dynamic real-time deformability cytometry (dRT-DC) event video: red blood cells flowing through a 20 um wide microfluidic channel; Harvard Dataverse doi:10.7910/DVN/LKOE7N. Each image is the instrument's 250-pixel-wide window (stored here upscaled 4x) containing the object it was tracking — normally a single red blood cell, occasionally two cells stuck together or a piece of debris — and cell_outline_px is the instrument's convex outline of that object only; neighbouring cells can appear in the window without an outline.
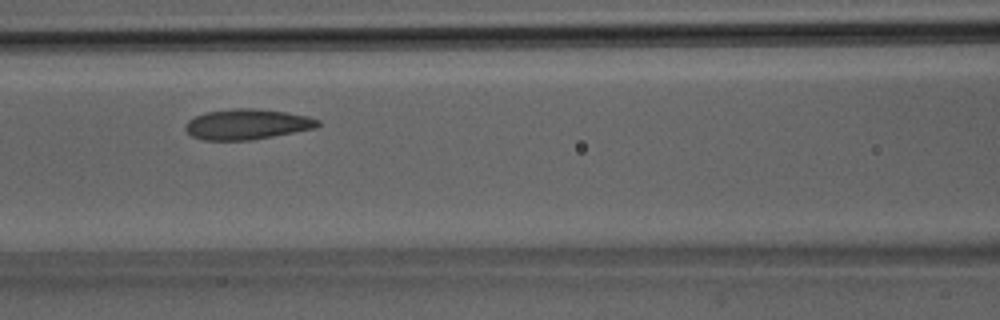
{"species": "Egyptian fruit bat (a non-hibernating species)", "species_latin": "Rousettus aegyptiacus", "temperature_condition": "room temperature", "stored_images_in_passage": 26, "camera_frame_rate_fps": 3000, "um_per_image_px": 0.085, "animal": {"sex": "male"}, "frame": {"image": 1, "passage_image": 5, "time_ms": 1.333, "image_size_px": [1000, 320], "cell_outline_px": [[320, 124], [316, 128], [252, 140], [204, 140], [192, 136], [184, 128], [188, 120], [204, 112], [232, 108], [256, 108], [284, 112], [308, 116], [320, 120]], "centroid_in_image_um": [21.0, 10.56], "position_along_channel_um": 145.6, "area_um2": 23.52}}
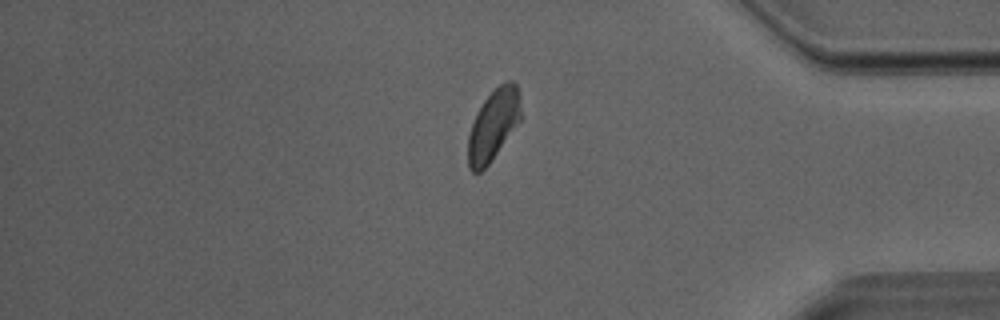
{"frame": {"image": 2, "passage_image": 20, "time_ms": 6.333, "image_size_px": [1000, 320], "cell_outline_px": [[524, 116], [488, 164], [480, 172], [472, 172], [468, 168], [468, 136], [476, 112], [484, 100], [500, 84], [508, 80], [512, 80], [516, 84], [520, 92]], "centroid_in_image_um": [41.98, 10.58], "position_along_channel_um": 393.2, "area_um2": 22.08}}
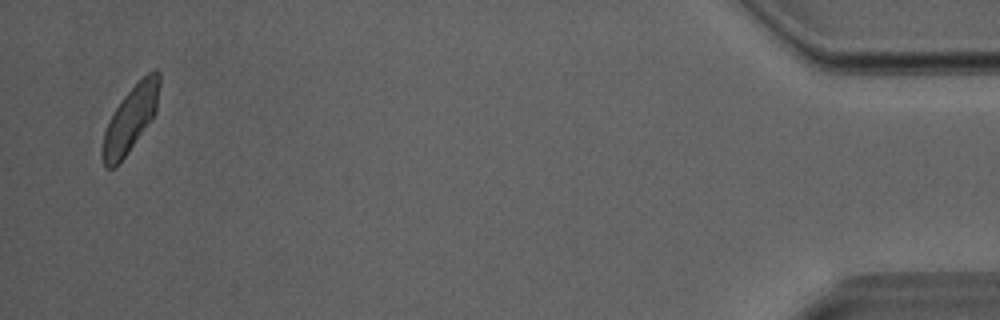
{"frame": {"image": 3, "passage_image": 25, "time_ms": 8.0, "image_size_px": [1000, 320], "cell_outline_px": [[160, 84], [156, 112], [152, 120], [128, 152], [112, 168], [104, 168], [100, 156], [100, 152], [104, 132], [108, 120], [124, 96], [148, 72], [156, 68], [160, 72]], "centroid_in_image_um": [11.08, 10.12], "position_along_channel_um": 424.1, "area_um2": 21.79}}